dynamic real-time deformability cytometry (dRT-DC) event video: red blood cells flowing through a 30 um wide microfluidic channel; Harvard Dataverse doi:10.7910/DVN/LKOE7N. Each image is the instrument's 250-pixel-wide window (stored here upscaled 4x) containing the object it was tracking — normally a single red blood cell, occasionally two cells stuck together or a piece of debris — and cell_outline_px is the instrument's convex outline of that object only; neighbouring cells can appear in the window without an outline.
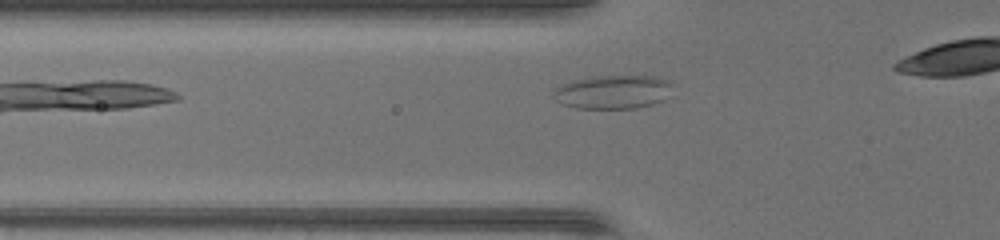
{"species": "common noctule bat (a hibernating species)", "species_latin": "Nyctalus noctula", "temperature_condition": "warm", "stored_images_in_passage": 14, "camera_frame_rate_fps": 3000, "um_per_image_px": 0.085, "animal": {"sex": "female", "body_mass_g": 17.0, "forearm_length_mm": 48.0}, "frame": {"image": 1, "passage_image": 3, "time_ms": 0.667, "image_size_px": [1000, 240], "cell_outline_px": [[672, 84], [664, 100], [652, 104], [636, 108], [576, 108], [564, 104], [556, 100], [552, 96], [556, 88], [564, 84], [576, 80], [596, 76], [660, 76], [668, 80]], "centroid_in_image_um": [52.13, 7.81], "position_along_channel_um": 73.7, "area_um2": 23.12}}
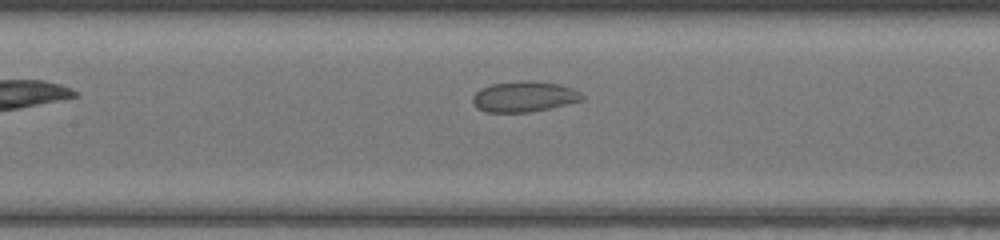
{"frame": {"image": 2, "passage_image": 9, "time_ms": 2.667, "image_size_px": [1000, 240], "cell_outline_px": [[584, 100], [548, 108], [528, 112], [488, 112], [476, 108], [472, 100], [472, 96], [480, 88], [492, 84], [560, 84], [572, 88], [580, 92], [584, 96]], "centroid_in_image_um": [44.53, 8.27], "position_along_channel_um": 162.9, "area_um2": 18.44}}
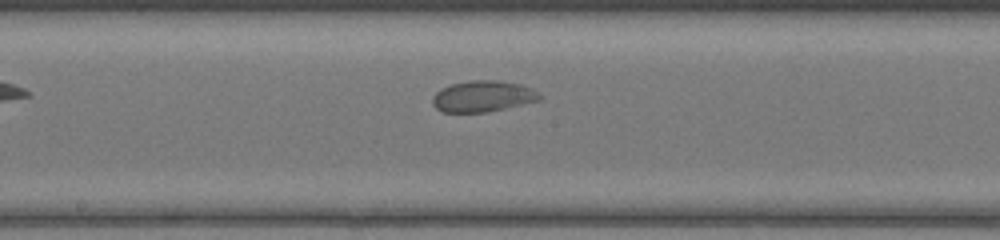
{"frame": {"image": 3, "passage_image": 12, "time_ms": 3.667, "image_size_px": [1000, 240], "cell_outline_px": [[544, 96], [540, 100], [488, 112], [444, 112], [436, 108], [432, 104], [432, 96], [440, 88], [452, 84], [468, 80], [500, 80], [520, 84], [532, 88], [540, 92]], "centroid_in_image_um": [41.06, 8.17], "position_along_channel_um": 207.1, "area_um2": 19.71}}